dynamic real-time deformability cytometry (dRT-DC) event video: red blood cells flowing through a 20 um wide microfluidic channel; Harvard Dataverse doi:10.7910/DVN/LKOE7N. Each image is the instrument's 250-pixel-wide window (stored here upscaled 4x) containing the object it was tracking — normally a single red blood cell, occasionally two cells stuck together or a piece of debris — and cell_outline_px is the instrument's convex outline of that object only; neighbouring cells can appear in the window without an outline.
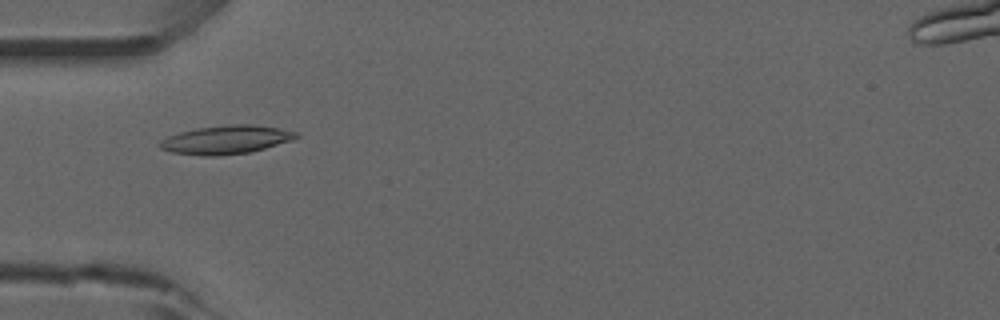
{"species": "common noctule bat (a hibernating species)", "species_latin": "Nyctalus noctula", "temperature_condition": "room temperature", "stored_images_in_passage": 23, "camera_frame_rate_fps": 3000, "um_per_image_px": 0.085, "animal": {"sex": "male", "forearm_length_mm": 52.5}, "frame": {"image": 1, "passage_image": 17, "time_ms": 5.333, "image_size_px": [1000, 320], "cell_outline_px": [[300, 136], [292, 140], [264, 148], [248, 152], [220, 156], [200, 156], [172, 152], [160, 148], [156, 144], [160, 140], [168, 136], [180, 132], [196, 128], [228, 124], [252, 124], [280, 128], [300, 132]], "centroid_in_image_um": [19.21, 11.87], "position_along_channel_um": 65.8, "area_um2": 22.89}}
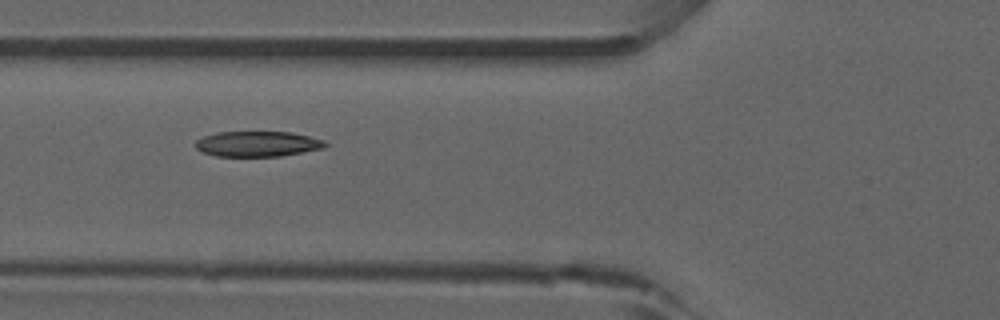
{"frame": {"image": 2, "passage_image": 20, "time_ms": 6.333, "image_size_px": [1000, 320], "cell_outline_px": [[328, 144], [324, 148], [280, 156], [216, 156], [204, 152], [196, 148], [196, 140], [204, 136], [216, 132], [292, 132], [324, 140]], "centroid_in_image_um": [21.9, 12.23], "position_along_channel_um": 103.9, "area_um2": 19.07}}